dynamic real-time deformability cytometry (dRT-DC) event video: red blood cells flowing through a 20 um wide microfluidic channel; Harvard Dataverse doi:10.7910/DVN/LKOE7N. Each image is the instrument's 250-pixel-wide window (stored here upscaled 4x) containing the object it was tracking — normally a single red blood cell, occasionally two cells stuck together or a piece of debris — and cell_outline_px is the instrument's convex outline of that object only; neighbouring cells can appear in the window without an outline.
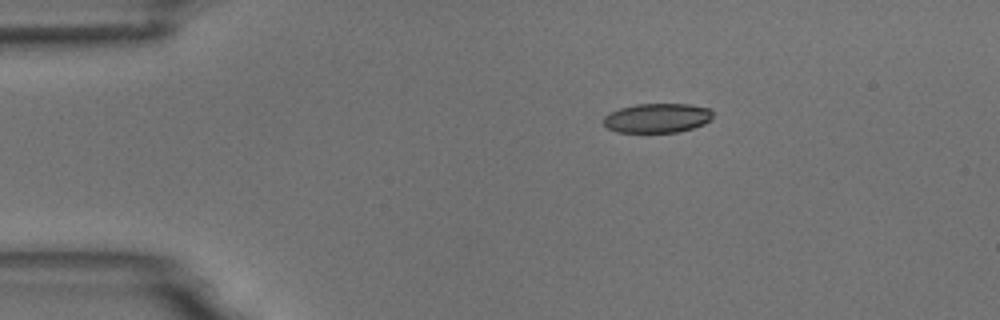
{"species": "common noctule bat (a hibernating species)", "species_latin": "Nyctalus noctula", "temperature_condition": "room temperature", "stored_images_in_passage": 4, "camera_frame_rate_fps": 3000, "um_per_image_px": 0.085, "animal": {"sex": "male", "body_mass_g": 18.8}, "frame": {"image": 1, "passage_image": 1, "time_ms": 0.0, "image_size_px": [1000, 320], "cell_outline_px": [[712, 120], [704, 124], [680, 132], [616, 132], [608, 128], [604, 124], [604, 116], [608, 112], [620, 108], [636, 104], [688, 104], [708, 108], [712, 112]], "centroid_in_image_um": [55.85, 10.03], "position_along_channel_um": 29.1, "area_um2": 18.79}}
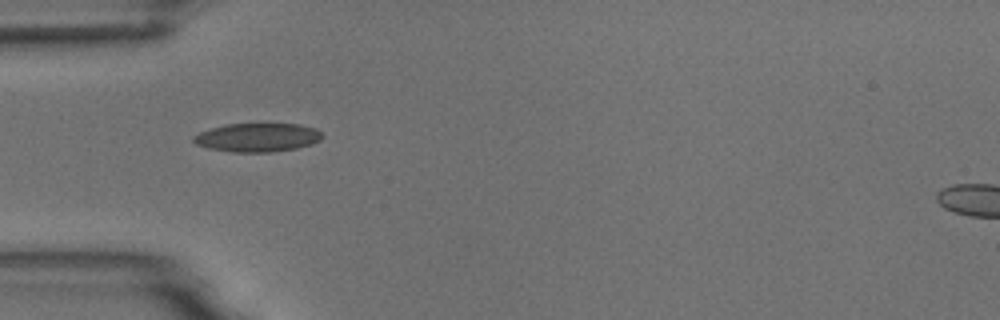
{"frame": {"image": 2, "passage_image": 3, "time_ms": 2.333, "image_size_px": [1000, 320], "cell_outline_px": [[324, 136], [320, 140], [312, 144], [296, 148], [272, 152], [232, 152], [208, 148], [196, 144], [192, 140], [192, 136], [200, 132], [224, 124], [300, 124], [316, 128]], "centroid_in_image_um": [21.89, 11.68], "position_along_channel_um": 63.1, "area_um2": 21.56}}